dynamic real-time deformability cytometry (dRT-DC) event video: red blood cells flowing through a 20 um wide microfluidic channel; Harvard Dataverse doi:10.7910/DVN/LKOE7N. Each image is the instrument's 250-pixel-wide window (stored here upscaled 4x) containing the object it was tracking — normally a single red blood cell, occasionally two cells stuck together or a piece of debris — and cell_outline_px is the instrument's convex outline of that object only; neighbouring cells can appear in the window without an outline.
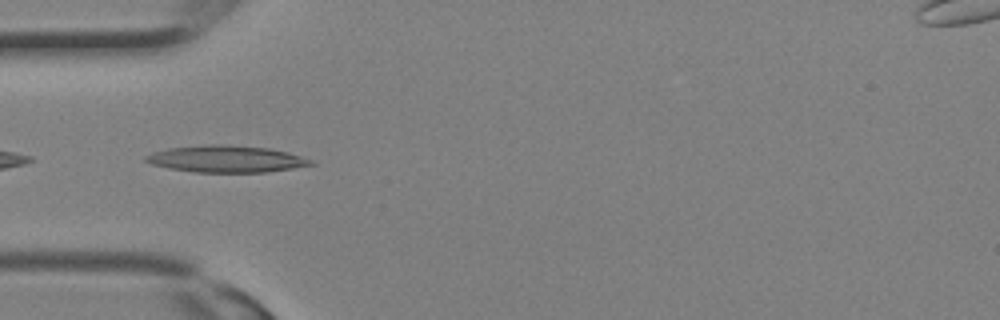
{"species": "Egyptian fruit bat (a non-hibernating species)", "species_latin": "Rousettus aegyptiacus", "temperature_condition": "room temperature", "stored_images_in_passage": 16, "camera_frame_rate_fps": 3000, "um_per_image_px": 0.085, "animal": {"sex": "female"}, "frame": {"image": 1, "passage_image": 10, "time_ms": 3.0, "image_size_px": [1000, 320], "cell_outline_px": [[316, 164], [268, 172], [196, 172], [168, 168], [152, 164], [144, 160], [144, 156], [152, 152], [168, 148], [208, 144], [224, 144], [272, 148], [288, 152], [312, 160]], "centroid_in_image_um": [19.22, 13.5], "position_along_channel_um": 65.8, "area_um2": 25.89}}